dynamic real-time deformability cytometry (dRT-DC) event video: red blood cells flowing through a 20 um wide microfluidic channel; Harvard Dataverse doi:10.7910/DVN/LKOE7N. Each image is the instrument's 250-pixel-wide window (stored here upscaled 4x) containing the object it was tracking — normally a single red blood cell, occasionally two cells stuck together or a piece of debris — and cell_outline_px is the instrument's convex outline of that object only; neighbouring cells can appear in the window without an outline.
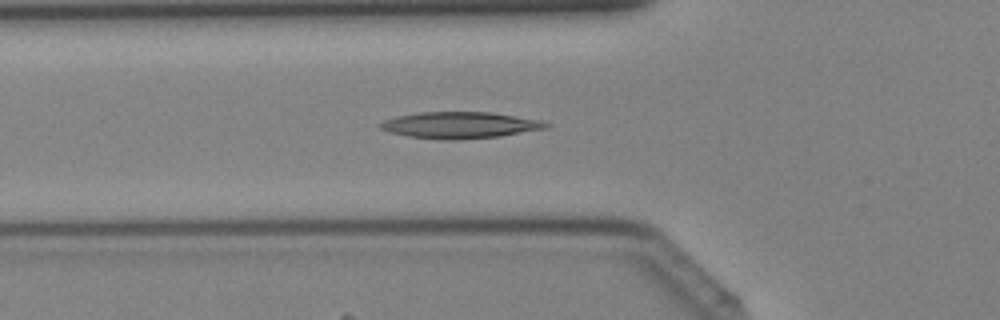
{"species": "Egyptian fruit bat (a non-hibernating species)", "species_latin": "Rousettus aegyptiacus", "temperature_condition": "cold", "stored_images_in_passage": 31, "camera_frame_rate_fps": 3000, "um_per_image_px": 0.085, "animal": {"sex": "female"}, "frame": {"image": 1, "passage_image": 4, "time_ms": 1.0, "image_size_px": [1000, 320], "cell_outline_px": [[552, 124], [548, 128], [500, 136], [448, 140], [444, 140], [408, 136], [392, 132], [380, 128], [376, 124], [384, 120], [400, 116], [420, 112], [488, 112], [516, 116], [540, 120]], "centroid_in_image_um": [39.12, 10.63], "position_along_channel_um": 86.7, "area_um2": 25.32}}
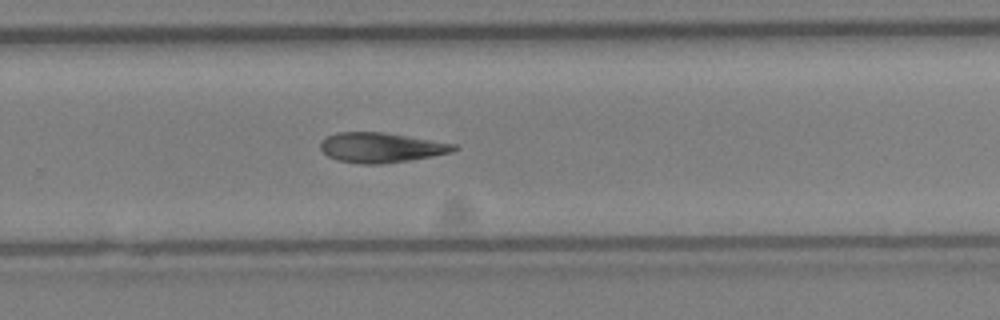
{"frame": {"image": 2, "passage_image": 17, "time_ms": 5.333, "image_size_px": [1000, 320], "cell_outline_px": [[460, 148], [452, 152], [432, 156], [408, 160], [380, 164], [364, 164], [340, 160], [328, 156], [320, 148], [320, 140], [336, 132], [384, 132], [456, 144]], "centroid_in_image_um": [32.4, 12.53], "position_along_channel_um": 297.4, "area_um2": 23.12}}
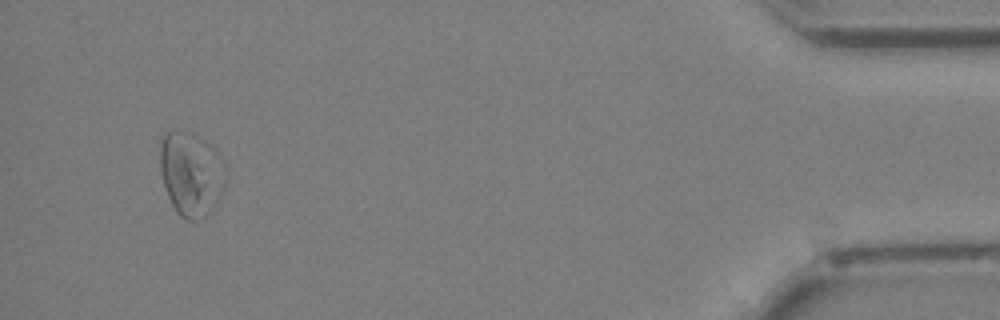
{"frame": {"image": 3, "passage_image": 29, "time_ms": 9.333, "image_size_px": [1000, 320], "cell_outline_px": [[228, 180], [216, 204], [204, 216], [196, 220], [188, 220], [180, 216], [176, 212], [168, 196], [160, 172], [160, 140], [168, 132], [184, 132], [228, 172]], "centroid_in_image_um": [16.17, 14.95], "position_along_channel_um": 419.0, "area_um2": 29.94}}